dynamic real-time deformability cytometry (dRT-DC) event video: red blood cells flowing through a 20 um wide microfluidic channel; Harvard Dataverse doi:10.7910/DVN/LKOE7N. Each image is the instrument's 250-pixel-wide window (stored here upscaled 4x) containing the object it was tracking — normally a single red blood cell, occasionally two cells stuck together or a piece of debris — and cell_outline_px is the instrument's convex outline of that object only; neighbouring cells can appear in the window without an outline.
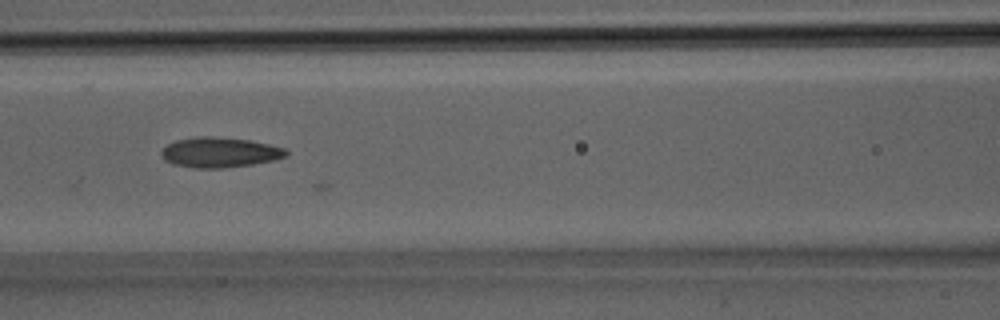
{"species": "Egyptian fruit bat (a non-hibernating species)", "species_latin": "Rousettus aegyptiacus", "temperature_condition": "room temperature", "stored_images_in_passage": 8, "camera_frame_rate_fps": 3000, "um_per_image_px": 0.085, "animal": {"sex": "male"}, "frame": {"image": 1, "passage_image": 4, "time_ms": 1.0, "image_size_px": [1000, 320], "cell_outline_px": [[288, 156], [272, 160], [252, 164], [224, 168], [196, 168], [172, 164], [164, 160], [160, 156], [160, 152], [168, 144], [176, 140], [196, 136], [208, 136], [252, 140], [288, 148]], "centroid_in_image_um": [18.69, 12.95], "position_along_channel_um": 147.9, "area_um2": 22.14}}